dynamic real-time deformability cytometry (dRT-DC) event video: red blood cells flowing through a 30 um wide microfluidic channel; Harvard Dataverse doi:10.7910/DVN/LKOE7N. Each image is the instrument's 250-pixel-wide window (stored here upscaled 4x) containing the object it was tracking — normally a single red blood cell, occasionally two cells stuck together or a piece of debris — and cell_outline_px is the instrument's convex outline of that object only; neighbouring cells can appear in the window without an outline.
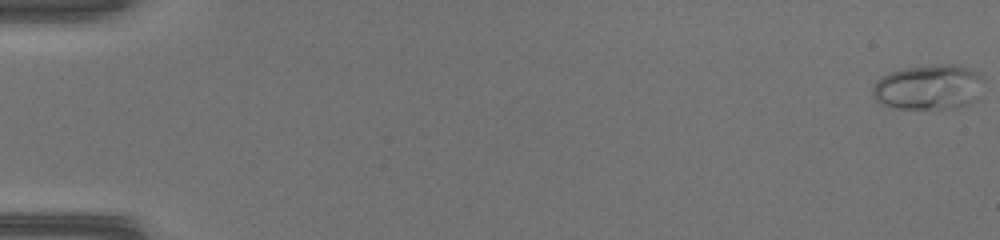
{"species": "common noctule bat (a hibernating species)", "species_latin": "Nyctalus noctula", "temperature_condition": "warm", "stored_images_in_passage": 47, "camera_frame_rate_fps": 3000, "um_per_image_px": 0.085, "animal": {"sex": "female", "body_mass_g": 17.0, "forearm_length_mm": 48.0}, "frame": {"image": 1, "passage_image": 1, "time_ms": 0.0, "image_size_px": [1000, 240], "cell_outline_px": [[984, 80], [976, 100], [968, 104], [956, 108], [896, 108], [884, 104], [876, 100], [872, 96], [872, 88], [876, 80], [888, 72], [904, 68], [940, 64], [952, 64], [968, 68], [976, 72]], "centroid_in_image_um": [78.91, 7.4], "position_along_channel_um": 6.1, "area_um2": 29.13}}
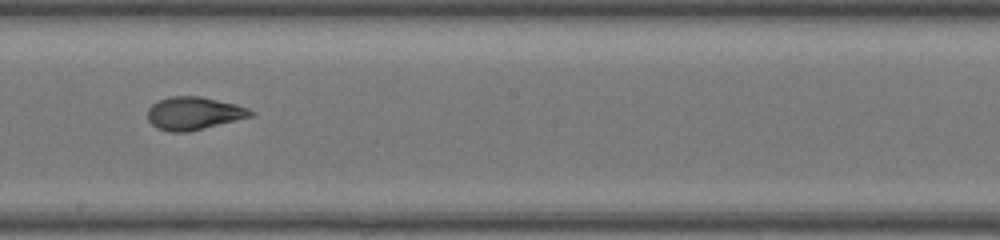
{"frame": {"image": 2, "passage_image": 28, "time_ms": 9.0, "image_size_px": [1000, 240], "cell_outline_px": [[256, 112], [252, 116], [188, 132], [172, 132], [156, 128], [148, 120], [148, 108], [152, 104], [168, 96], [200, 96], [236, 104], [248, 108]], "centroid_in_image_um": [16.47, 9.63], "position_along_channel_um": 231.7, "area_um2": 19.71}}
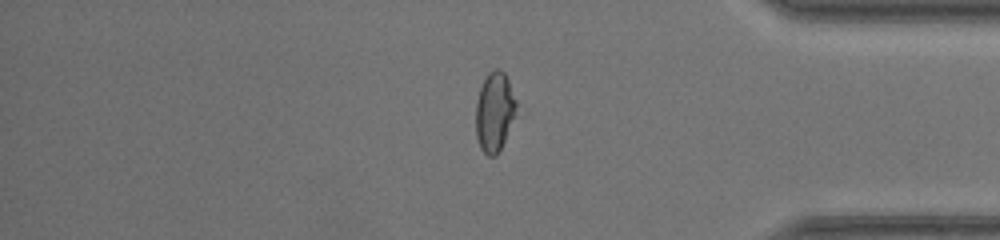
{"frame": {"image": 3, "passage_image": 40, "time_ms": 13.0, "image_size_px": [1000, 240], "cell_outline_px": [[516, 104], [504, 140], [496, 156], [488, 156], [480, 148], [476, 136], [476, 104], [480, 88], [488, 72], [492, 68], [500, 68], [504, 72], [508, 80], [516, 100]], "centroid_in_image_um": [41.99, 9.46], "position_along_channel_um": 393.2, "area_um2": 18.26}}